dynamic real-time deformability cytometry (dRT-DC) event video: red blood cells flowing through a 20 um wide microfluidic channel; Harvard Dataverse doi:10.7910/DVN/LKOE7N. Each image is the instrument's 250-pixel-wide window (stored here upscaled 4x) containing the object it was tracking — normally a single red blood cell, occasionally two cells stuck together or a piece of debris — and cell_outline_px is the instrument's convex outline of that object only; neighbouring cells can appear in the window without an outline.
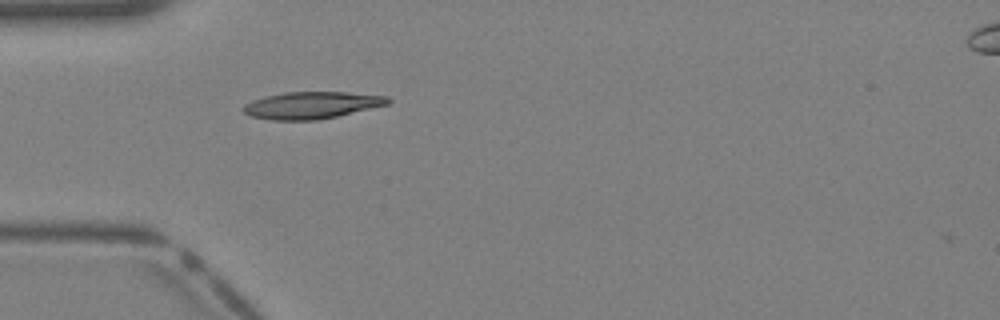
{"species": "Egyptian fruit bat (a non-hibernating species)", "species_latin": "Rousettus aegyptiacus", "temperature_condition": "warm", "stored_images_in_passage": 28, "camera_frame_rate_fps": 3000, "um_per_image_px": 0.085, "animal": {"sex": "female"}, "frame": {"image": 1, "passage_image": 1, "time_ms": 0.0, "image_size_px": [1000, 320], "cell_outline_px": [[392, 100], [388, 104], [336, 116], [316, 120], [272, 120], [252, 116], [244, 112], [240, 108], [244, 104], [252, 100], [284, 92], [348, 92], [388, 96]], "centroid_in_image_um": [26.48, 8.93], "position_along_channel_um": 58.5, "area_um2": 22.6}}
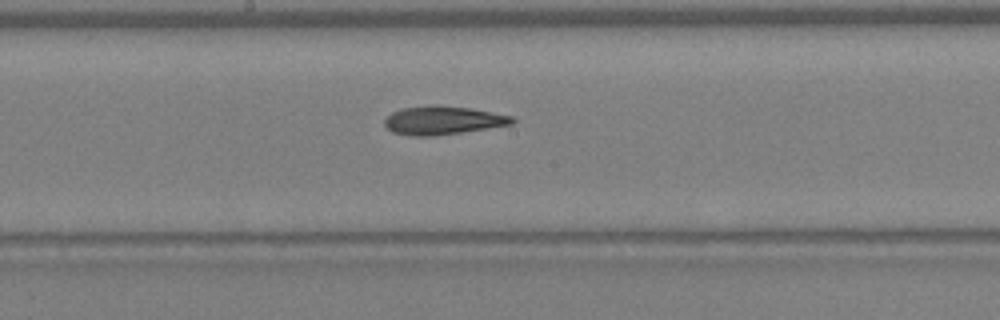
{"frame": {"image": 2, "passage_image": 10, "time_ms": 3.0, "image_size_px": [1000, 320], "cell_outline_px": [[516, 120], [512, 124], [460, 132], [432, 136], [412, 136], [392, 132], [384, 124], [384, 120], [392, 112], [404, 108], [468, 108], [512, 116]], "centroid_in_image_um": [37.64, 10.28], "position_along_channel_um": 210.6, "area_um2": 19.94}}
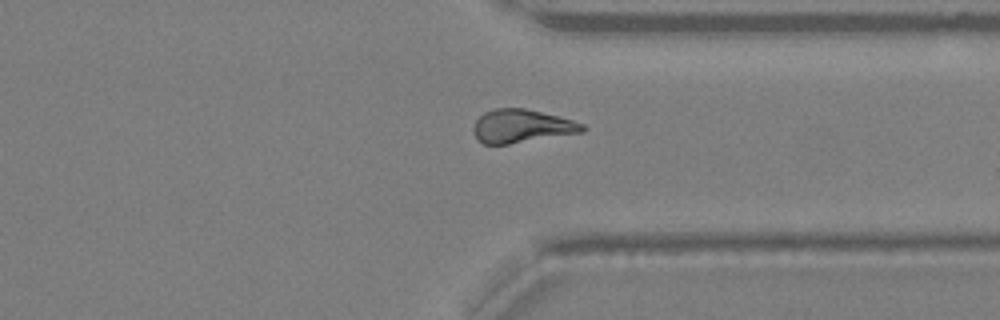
{"frame": {"image": 3, "passage_image": 19, "time_ms": 6.0, "image_size_px": [1000, 320], "cell_outline_px": [[588, 128], [584, 132], [508, 144], [484, 144], [476, 136], [472, 128], [476, 120], [484, 112], [496, 108], [524, 108], [572, 120], [584, 124]], "centroid_in_image_um": [44.36, 10.72], "position_along_channel_um": 367.0, "area_um2": 20.98}}